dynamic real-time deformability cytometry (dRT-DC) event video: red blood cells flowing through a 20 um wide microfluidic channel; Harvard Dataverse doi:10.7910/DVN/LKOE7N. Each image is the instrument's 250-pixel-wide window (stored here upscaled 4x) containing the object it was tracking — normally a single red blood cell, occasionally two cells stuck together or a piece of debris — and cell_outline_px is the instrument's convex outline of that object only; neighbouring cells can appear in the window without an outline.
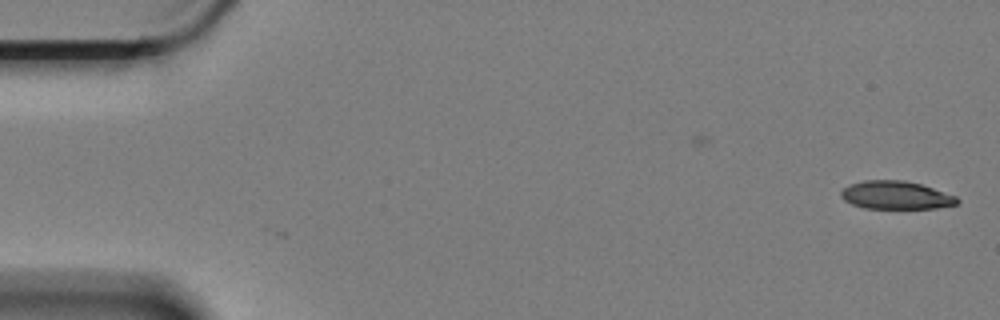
{"species": "Egyptian fruit bat (a non-hibernating species)", "species_latin": "Rousettus aegyptiacus", "temperature_condition": "cold", "stored_images_in_passage": 5, "camera_frame_rate_fps": 3000, "um_per_image_px": 0.085, "animal": {"sex": "female"}, "frame": {"image": 1, "passage_image": 5, "time_ms": 1.333, "image_size_px": [1000, 320], "cell_outline_px": [[960, 200], [956, 204], [936, 208], [864, 208], [852, 204], [844, 200], [840, 196], [840, 192], [844, 188], [852, 184], [864, 180], [904, 180], [920, 184], [956, 196]], "centroid_in_image_um": [76.13, 16.59], "position_along_channel_um": 8.9, "area_um2": 18.84}}